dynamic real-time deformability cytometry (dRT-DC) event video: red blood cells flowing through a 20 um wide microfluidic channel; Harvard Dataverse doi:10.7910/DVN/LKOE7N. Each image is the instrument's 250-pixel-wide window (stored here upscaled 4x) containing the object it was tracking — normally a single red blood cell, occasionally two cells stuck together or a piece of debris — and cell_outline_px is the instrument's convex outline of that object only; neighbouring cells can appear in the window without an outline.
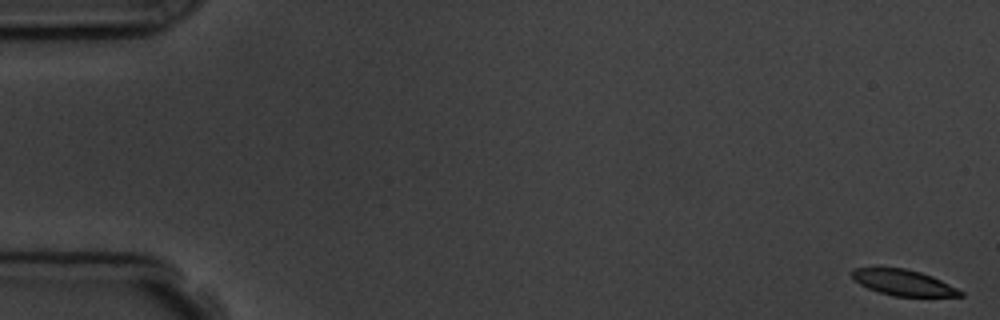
{"species": "common noctule bat (a hibernating species)", "species_latin": "Nyctalus noctula", "temperature_condition": "room temperature", "stored_images_in_passage": 7, "camera_frame_rate_fps": 3000, "um_per_image_px": 0.085, "animal": {"sex": "male", "body_mass_g": 19.5, "forearm_length_mm": 54.6}, "frame": {"image": 1, "passage_image": 1, "time_ms": 0.0, "image_size_px": [1000, 320], "cell_outline_px": [[964, 296], [892, 296], [868, 288], [860, 284], [852, 276], [852, 268], [904, 268], [920, 272], [932, 276], [964, 292]], "centroid_in_image_um": [76.79, 24.02], "position_along_channel_um": 8.2, "area_um2": 16.01}}